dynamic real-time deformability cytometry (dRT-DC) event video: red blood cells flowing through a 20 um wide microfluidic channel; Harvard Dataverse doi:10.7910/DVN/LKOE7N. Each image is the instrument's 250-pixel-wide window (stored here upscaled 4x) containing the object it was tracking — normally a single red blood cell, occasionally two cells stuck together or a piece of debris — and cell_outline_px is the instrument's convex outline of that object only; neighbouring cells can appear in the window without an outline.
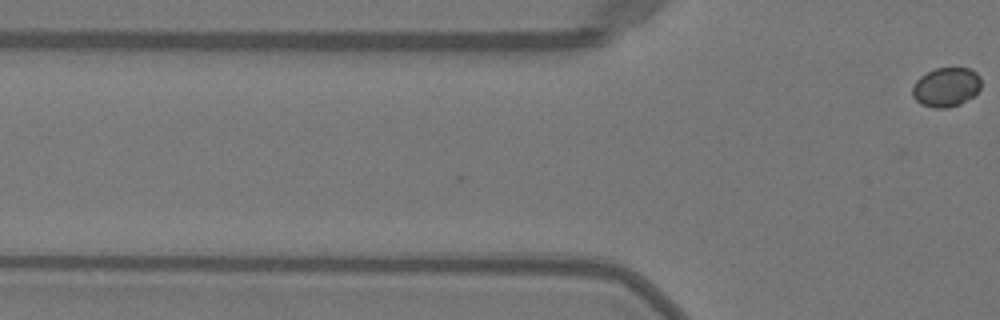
{"species": "Egyptian fruit bat (a non-hibernating species)", "species_latin": "Rousettus aegyptiacus", "temperature_condition": "warm", "stored_images_in_passage": 2, "camera_frame_rate_fps": 3000, "um_per_image_px": 0.085, "animal": {"sex": "female"}, "frame": {"image": 1, "passage_image": 2, "time_ms": 0.333, "image_size_px": [1000, 320], "cell_outline_px": [[980, 88], [972, 96], [960, 104], [948, 108], [936, 108], [920, 104], [912, 96], [912, 88], [916, 80], [920, 76], [936, 68], [968, 68], [976, 72], [980, 76]], "centroid_in_image_um": [80.4, 7.41], "position_along_channel_um": 45.4, "area_um2": 15.66}}